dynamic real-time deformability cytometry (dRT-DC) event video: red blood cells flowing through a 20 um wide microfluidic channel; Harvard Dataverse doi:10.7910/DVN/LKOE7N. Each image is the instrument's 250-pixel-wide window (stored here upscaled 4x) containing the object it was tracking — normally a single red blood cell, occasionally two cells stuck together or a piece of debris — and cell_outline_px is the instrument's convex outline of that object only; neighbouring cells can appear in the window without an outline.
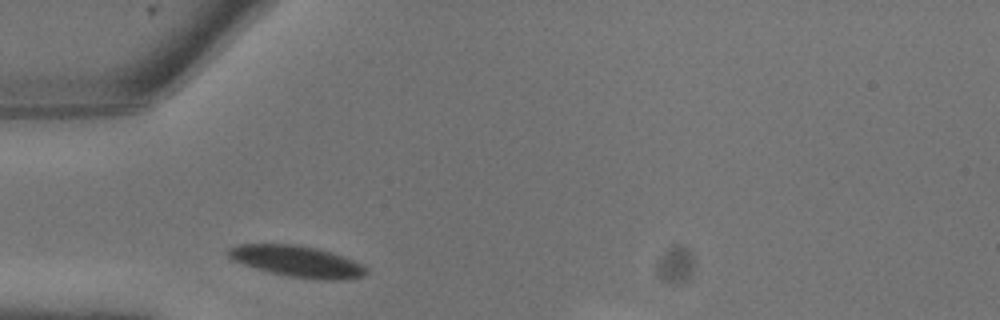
{"species": "common noctule bat (a hibernating species)", "species_latin": "Nyctalus noctula", "temperature_condition": "warm", "stored_images_in_passage": 4, "camera_frame_rate_fps": 3000, "um_per_image_px": 0.085, "animal": {"sex": "male", "body_mass_g": 13.3}, "frame": {"image": 1, "passage_image": 1, "time_ms": 0.0, "image_size_px": [1000, 320], "cell_outline_px": [[368, 272], [364, 276], [344, 280], [320, 280], [288, 276], [256, 268], [232, 260], [224, 252], [228, 248], [240, 244], [292, 244], [316, 248], [352, 260], [368, 268]], "centroid_in_image_um": [25.23, 22.22], "position_along_channel_um": 59.8, "area_um2": 24.91}}
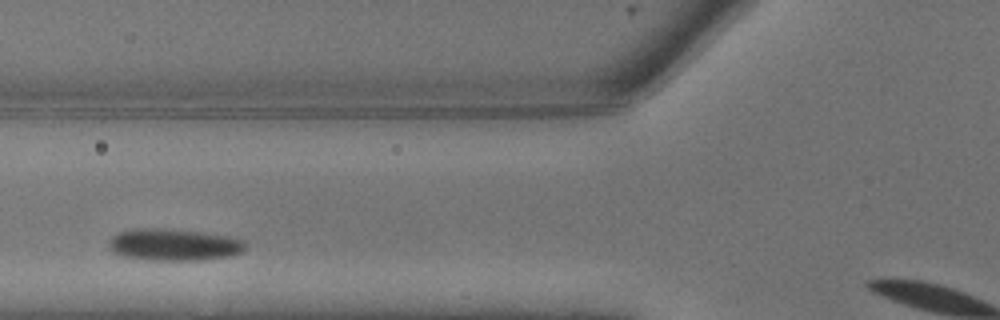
{"frame": {"image": 2, "passage_image": 3, "time_ms": 0.667, "image_size_px": [1000, 320], "cell_outline_px": [[248, 244], [240, 252], [228, 256], [200, 260], [144, 260], [124, 256], [112, 252], [108, 248], [108, 240], [112, 236], [120, 232], [136, 228], [168, 228], [204, 232], [228, 236], [244, 240]], "centroid_in_image_um": [14.74, 20.79], "position_along_channel_um": 111.1, "area_um2": 25.66}}